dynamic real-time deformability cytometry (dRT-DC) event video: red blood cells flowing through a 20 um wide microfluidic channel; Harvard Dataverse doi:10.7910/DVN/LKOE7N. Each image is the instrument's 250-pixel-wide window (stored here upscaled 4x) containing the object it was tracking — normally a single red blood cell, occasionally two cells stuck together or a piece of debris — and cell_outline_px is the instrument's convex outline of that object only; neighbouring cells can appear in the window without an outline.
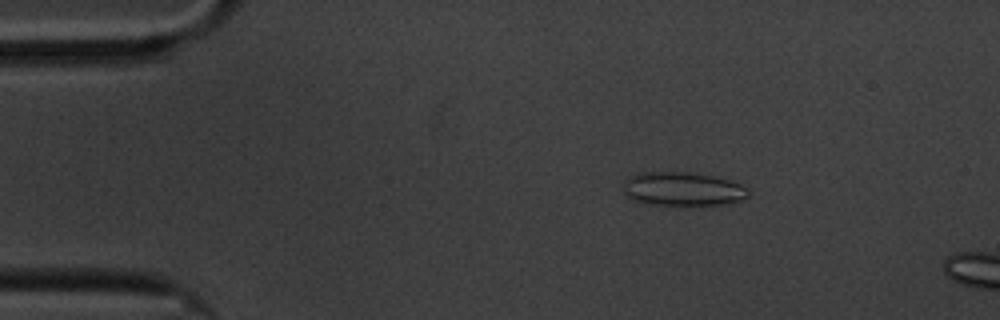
{"species": "common noctule bat (a hibernating species)", "species_latin": "Nyctalus noctula", "temperature_condition": "cold", "stored_images_in_passage": 14, "camera_frame_rate_fps": 3000, "um_per_image_px": 0.085, "animal": {"sex": "male", "body_mass_g": 20.1, "forearm_length_mm": 53.5}, "frame": {"image": 1, "passage_image": 10, "time_ms": 3.0, "image_size_px": [1000, 320], "cell_outline_px": [[748, 196], [740, 200], [724, 204], [648, 204], [632, 200], [620, 188], [624, 180], [628, 176], [640, 172], [688, 172], [712, 176], [732, 180], [748, 188]], "centroid_in_image_um": [57.97, 16.04], "position_along_channel_um": 27.0, "area_um2": 24.62}}